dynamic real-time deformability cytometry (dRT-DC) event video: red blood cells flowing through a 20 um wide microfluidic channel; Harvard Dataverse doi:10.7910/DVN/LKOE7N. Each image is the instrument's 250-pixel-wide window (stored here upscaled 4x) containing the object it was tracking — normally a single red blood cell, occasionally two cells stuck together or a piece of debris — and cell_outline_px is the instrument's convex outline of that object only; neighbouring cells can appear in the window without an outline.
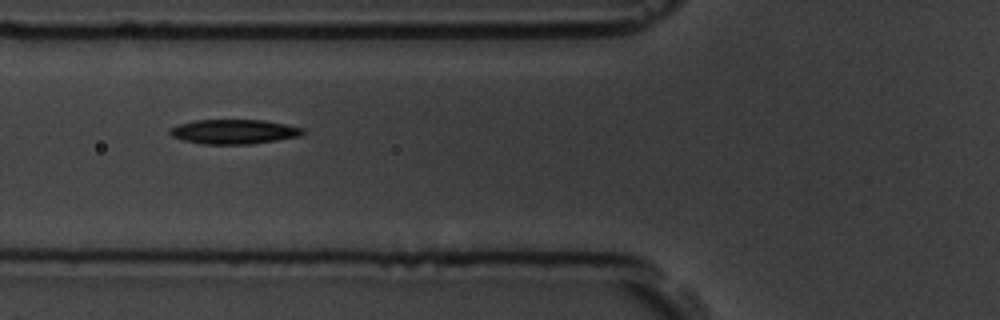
{"species": "common noctule bat (a hibernating species)", "species_latin": "Nyctalus noctula", "temperature_condition": "room temperature", "stored_images_in_passage": 5, "camera_frame_rate_fps": 3000, "um_per_image_px": 0.085, "animal": {"sex": "male", "body_mass_g": 19.5, "forearm_length_mm": 54.6}, "frame": {"image": 1, "passage_image": 3, "time_ms": 3.333, "image_size_px": [1000, 320], "cell_outline_px": [[308, 132], [304, 136], [252, 144], [200, 144], [184, 140], [172, 136], [168, 132], [168, 128], [180, 124], [196, 120], [264, 120], [304, 128]], "centroid_in_image_um": [19.94, 11.2], "position_along_channel_um": 105.9, "area_um2": 19.25}}
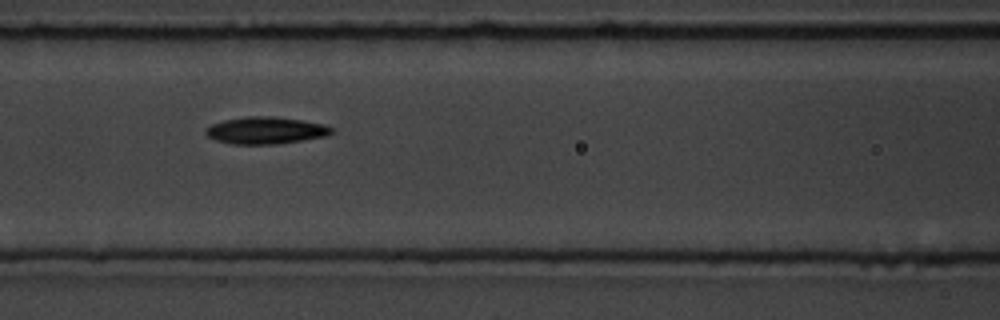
{"frame": {"image": 2, "passage_image": 4, "time_ms": 4.333, "image_size_px": [1000, 320], "cell_outline_px": [[336, 132], [328, 136], [276, 144], [228, 144], [216, 140], [208, 136], [204, 132], [204, 128], [212, 124], [224, 120], [244, 116], [272, 116], [300, 120], [324, 124], [332, 128]], "centroid_in_image_um": [22.58, 11.08], "position_along_channel_um": 144.0, "area_um2": 20.0}}
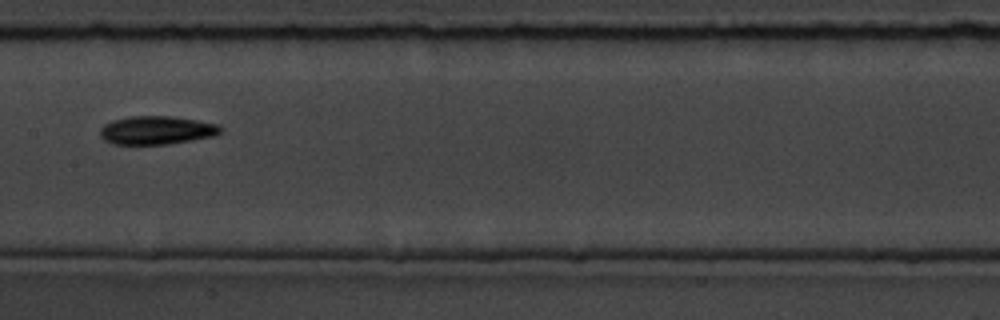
{"frame": {"image": 3, "passage_image": 5, "time_ms": 5.667, "image_size_px": [1000, 320], "cell_outline_px": [[224, 132], [212, 136], [192, 140], [168, 144], [112, 144], [104, 140], [100, 136], [100, 128], [104, 124], [112, 120], [128, 116], [172, 116], [220, 124], [224, 128]], "centroid_in_image_um": [13.33, 11.06], "position_along_channel_um": 194.1, "area_um2": 20.17}}